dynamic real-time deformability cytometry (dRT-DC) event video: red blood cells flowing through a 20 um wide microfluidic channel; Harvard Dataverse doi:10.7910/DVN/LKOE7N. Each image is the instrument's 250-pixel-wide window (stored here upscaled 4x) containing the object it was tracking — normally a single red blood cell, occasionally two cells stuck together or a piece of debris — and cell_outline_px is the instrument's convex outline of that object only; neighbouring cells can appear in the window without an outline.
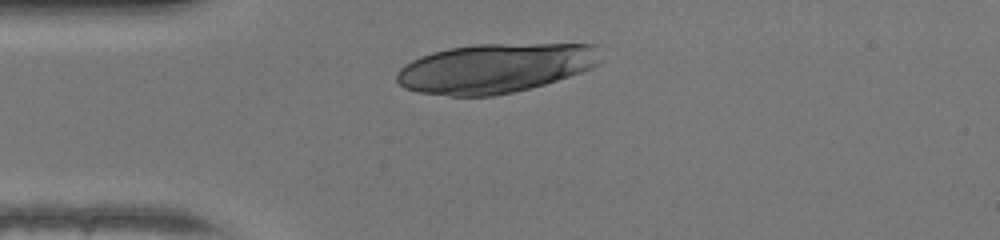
{"species": "human", "species_latin": "Homo sapiens", "temperature_condition": "warm", "stored_images_in_passage": 26, "camera_frame_rate_fps": 3000, "um_per_image_px": 0.085, "donor": {"sex": "female"}, "frame": {"image": 1, "passage_image": 1, "time_ms": 0.0, "image_size_px": [1000, 240], "cell_outline_px": [[600, 64], [592, 68], [544, 84], [512, 92], [492, 96], [448, 96], [420, 92], [404, 88], [396, 80], [396, 72], [404, 64], [420, 56], [432, 52], [448, 48], [476, 44], [596, 44], [600, 60]], "centroid_in_image_um": [42.05, 5.79], "position_along_channel_um": 42.9, "area_um2": 58.61}}